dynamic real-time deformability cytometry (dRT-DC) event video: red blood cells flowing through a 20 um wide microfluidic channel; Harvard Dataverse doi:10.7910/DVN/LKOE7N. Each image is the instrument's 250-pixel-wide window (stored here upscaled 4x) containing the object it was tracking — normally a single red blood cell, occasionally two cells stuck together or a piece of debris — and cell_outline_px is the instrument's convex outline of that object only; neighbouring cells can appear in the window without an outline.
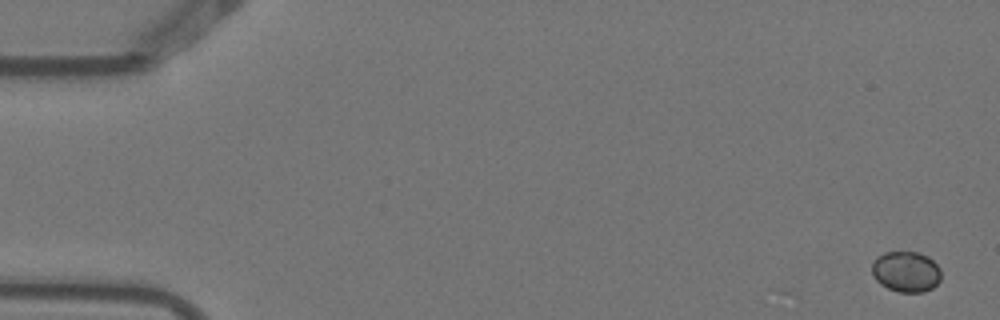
{"species": "Egyptian fruit bat (a non-hibernating species)", "species_latin": "Rousettus aegyptiacus", "temperature_condition": "warm", "stored_images_in_passage": 5, "camera_frame_rate_fps": 3000, "um_per_image_px": 0.085, "animal": {"sex": "female"}, "frame": {"image": 1, "passage_image": 1, "time_ms": 0.0, "image_size_px": [1000, 320], "cell_outline_px": [[940, 280], [932, 288], [924, 292], [900, 292], [888, 288], [880, 284], [872, 276], [872, 260], [876, 256], [884, 252], [920, 252], [928, 256], [940, 268]], "centroid_in_image_um": [76.99, 23.08], "position_along_channel_um": 8.0, "area_um2": 16.59}}
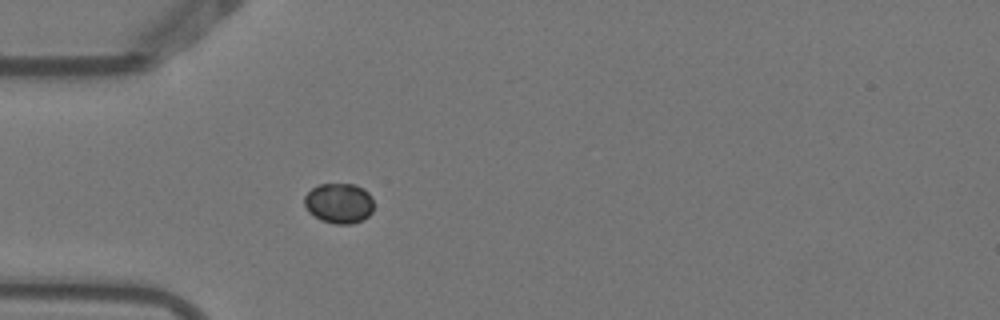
{"frame": {"image": 2, "passage_image": 5, "time_ms": 1.333, "image_size_px": [1000, 320], "cell_outline_px": [[372, 212], [364, 220], [352, 224], [336, 224], [320, 220], [308, 212], [304, 204], [304, 196], [312, 188], [320, 184], [356, 184], [364, 188], [372, 196]], "centroid_in_image_um": [28.82, 17.28], "position_along_channel_um": 56.2, "area_um2": 16.47}}